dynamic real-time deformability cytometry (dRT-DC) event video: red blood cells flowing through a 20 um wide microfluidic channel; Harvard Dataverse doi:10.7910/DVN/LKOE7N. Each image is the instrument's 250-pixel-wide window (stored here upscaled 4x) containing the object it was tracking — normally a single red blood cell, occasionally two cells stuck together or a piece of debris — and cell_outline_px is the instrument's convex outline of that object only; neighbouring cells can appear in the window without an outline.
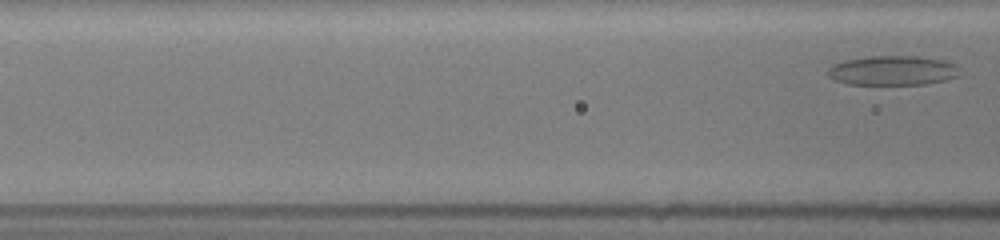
{"species": "common noctule bat (a hibernating species)", "species_latin": "Nyctalus noctula", "temperature_condition": "room temperature", "stored_images_in_passage": 4, "segment_of_instrument_passage": [2, 2], "camera_frame_rate_fps": 3000, "um_per_image_px": 0.085, "animal": {"sex": "female", "body_mass_g": 19.5, "forearm_length_mm": 54.1}, "frame": {"image": 1, "passage_image": 4, "time_ms": 3.0, "image_size_px": [1000, 240], "cell_outline_px": [[960, 68], [956, 76], [944, 80], [924, 84], [848, 84], [836, 80], [828, 76], [828, 68], [832, 64], [844, 60], [872, 56], [916, 56], [944, 60], [956, 64]], "centroid_in_image_um": [75.86, 5.98], "position_along_channel_um": 90.7, "area_um2": 22.6}}